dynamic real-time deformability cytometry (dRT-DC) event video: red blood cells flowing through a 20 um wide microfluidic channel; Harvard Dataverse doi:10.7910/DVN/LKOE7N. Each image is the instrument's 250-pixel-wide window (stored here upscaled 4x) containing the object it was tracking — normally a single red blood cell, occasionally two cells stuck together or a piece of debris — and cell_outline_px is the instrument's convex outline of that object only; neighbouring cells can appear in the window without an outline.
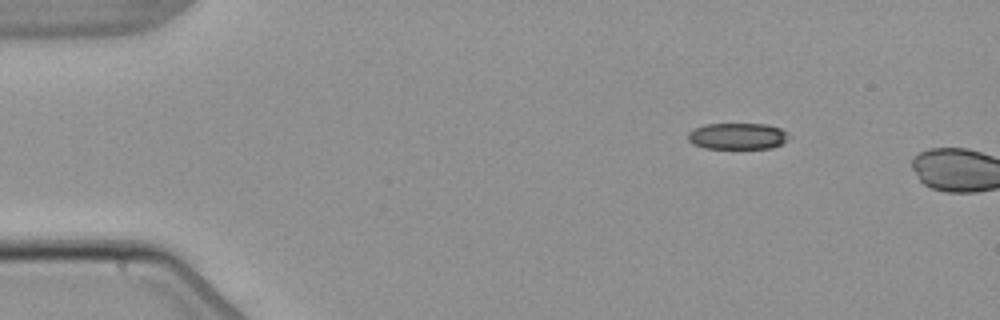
{"species": "common noctule bat (a hibernating species)", "species_latin": "Nyctalus noctula", "temperature_condition": "warm", "stored_images_in_passage": 2, "camera_frame_rate_fps": 3000, "um_per_image_px": 0.085, "animal": {"sex": "male", "body_mass_g": 21.5, "forearm_length_mm": 52.0}, "frame": {"image": 1, "passage_image": 1, "time_ms": 0.0, "image_size_px": [1000, 320], "cell_outline_px": [[792, 136], [784, 144], [772, 148], [704, 148], [692, 144], [688, 140], [688, 132], [692, 128], [704, 124], [768, 124], [780, 128], [788, 132]], "centroid_in_image_um": [62.72, 11.57], "position_along_channel_um": 22.3, "area_um2": 15.9}}